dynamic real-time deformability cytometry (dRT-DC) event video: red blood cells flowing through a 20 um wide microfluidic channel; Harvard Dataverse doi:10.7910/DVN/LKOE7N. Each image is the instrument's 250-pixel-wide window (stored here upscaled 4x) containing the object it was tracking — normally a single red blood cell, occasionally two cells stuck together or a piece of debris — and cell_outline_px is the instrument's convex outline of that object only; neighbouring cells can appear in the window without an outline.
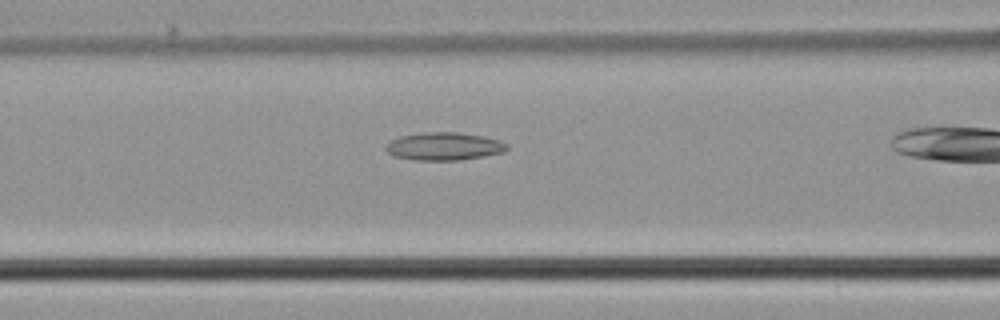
{"species": "common noctule bat (a hibernating species)", "species_latin": "Nyctalus noctula", "temperature_condition": "cold", "stored_images_in_passage": 33, "camera_frame_rate_fps": 3000, "um_per_image_px": 0.085, "animal": {"sex": "male", "body_mass_g": 21.5, "forearm_length_mm": 52.0}, "frame": {"image": 1, "passage_image": 14, "time_ms": 4.333, "image_size_px": [1000, 320], "cell_outline_px": [[508, 148], [504, 152], [484, 156], [460, 160], [416, 160], [396, 156], [388, 152], [384, 148], [392, 140], [400, 136], [424, 132], [456, 132], [484, 136], [500, 140], [508, 144]], "centroid_in_image_um": [37.79, 12.43], "position_along_channel_um": 128.8, "area_um2": 19.59}}
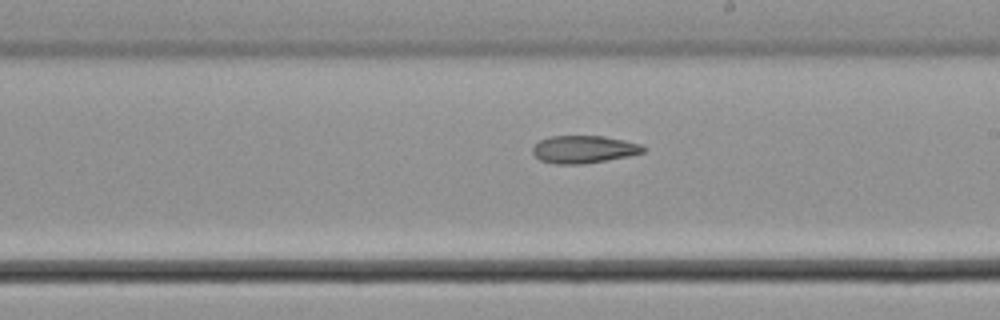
{"frame": {"image": 2, "passage_image": 22, "time_ms": 7.0, "image_size_px": [1000, 320], "cell_outline_px": [[644, 152], [628, 156], [580, 164], [556, 164], [540, 160], [532, 152], [532, 148], [540, 140], [548, 136], [604, 136], [624, 140], [640, 144], [644, 148]], "centroid_in_image_um": [49.59, 12.68], "position_along_channel_um": 239.4, "area_um2": 17.57}}
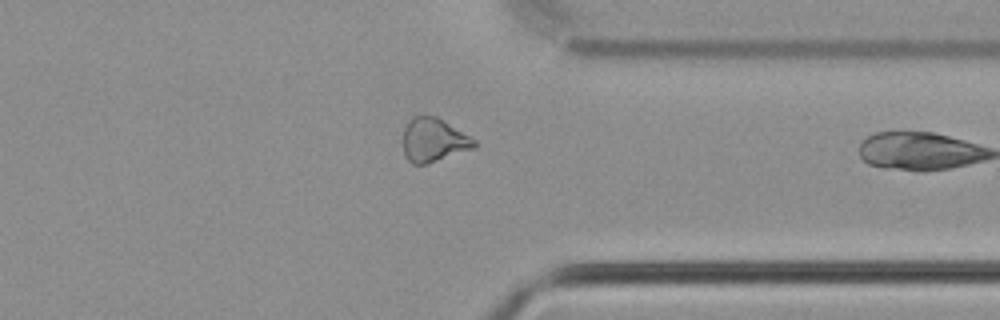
{"frame": {"image": 3, "passage_image": 32, "time_ms": 10.333, "image_size_px": [1000, 320], "cell_outline_px": [[476, 148], [428, 164], [412, 164], [404, 156], [404, 128], [408, 120], [412, 116], [436, 116], [476, 140]], "centroid_in_image_um": [36.86, 11.92], "position_along_channel_um": 374.5, "area_um2": 18.21}}